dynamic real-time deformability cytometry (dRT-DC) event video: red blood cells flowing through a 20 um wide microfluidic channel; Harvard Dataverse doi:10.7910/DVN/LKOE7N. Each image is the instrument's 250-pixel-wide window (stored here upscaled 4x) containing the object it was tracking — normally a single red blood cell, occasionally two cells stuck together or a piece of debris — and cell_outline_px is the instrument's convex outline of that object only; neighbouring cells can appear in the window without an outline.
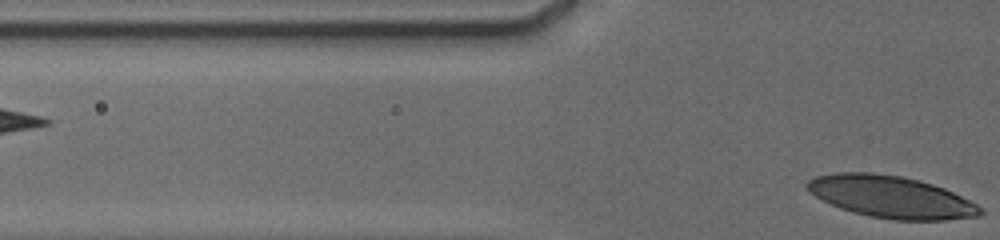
{"species": "human", "species_latin": "Homo sapiens", "temperature_condition": "cold", "stored_images_in_passage": 3, "segment_of_instrument_passage": [2, 2], "camera_frame_rate_fps": 3000, "um_per_image_px": 0.085, "donor": {"sex": "male"}, "frame": {"image": 1, "passage_image": 3, "time_ms": 2.0, "image_size_px": [1000, 240], "cell_outline_px": [[984, 212], [976, 216], [944, 220], [892, 220], [868, 216], [852, 212], [840, 208], [816, 196], [804, 184], [808, 180], [816, 176], [836, 172], [872, 172], [900, 176], [920, 180], [944, 188], [984, 208]], "centroid_in_image_um": [75.73, 16.73], "position_along_channel_um": 50.1, "area_um2": 42.19}}